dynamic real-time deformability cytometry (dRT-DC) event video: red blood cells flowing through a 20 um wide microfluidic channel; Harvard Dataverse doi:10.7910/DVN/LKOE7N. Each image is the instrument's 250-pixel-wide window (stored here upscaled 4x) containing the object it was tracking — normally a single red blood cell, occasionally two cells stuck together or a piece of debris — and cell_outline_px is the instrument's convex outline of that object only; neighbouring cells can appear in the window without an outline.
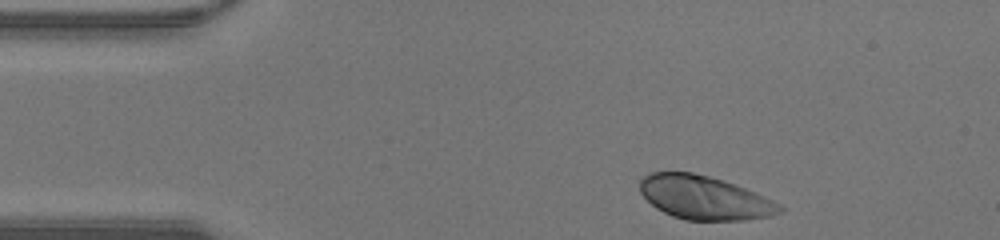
{"species": "human", "species_latin": "Homo sapiens", "temperature_condition": "warm", "stored_images_in_passage": 32, "camera_frame_rate_fps": 3000, "um_per_image_px": 0.085, "donor": {"sex": "male"}, "frame": {"image": 1, "passage_image": 1, "time_ms": 0.0, "image_size_px": [1000, 240], "cell_outline_px": [[784, 208], [780, 212], [772, 216], [748, 220], [684, 220], [672, 216], [656, 208], [640, 192], [640, 180], [648, 172], [692, 172], [724, 180], [764, 196], [780, 204]], "centroid_in_image_um": [59.87, 16.81], "position_along_channel_um": 25.1, "area_um2": 35.55}}
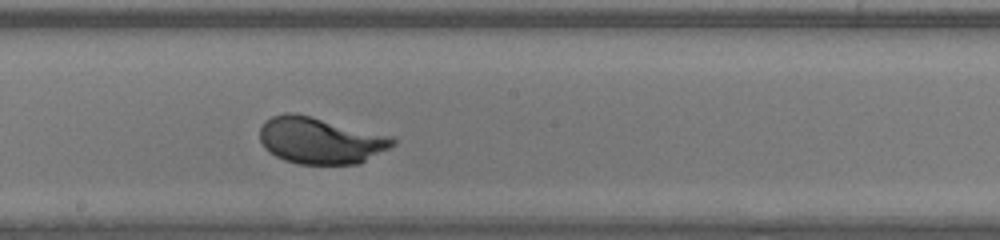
{"frame": {"image": 2, "passage_image": 19, "time_ms": 6.0, "image_size_px": [1000, 240], "cell_outline_px": [[396, 144], [360, 164], [300, 164], [284, 160], [268, 152], [264, 148], [260, 140], [260, 128], [264, 120], [272, 116], [284, 112], [292, 112], [312, 116], [392, 136], [396, 140]], "centroid_in_image_um": [27.21, 11.93], "position_along_channel_um": 221.0, "area_um2": 36.36}}
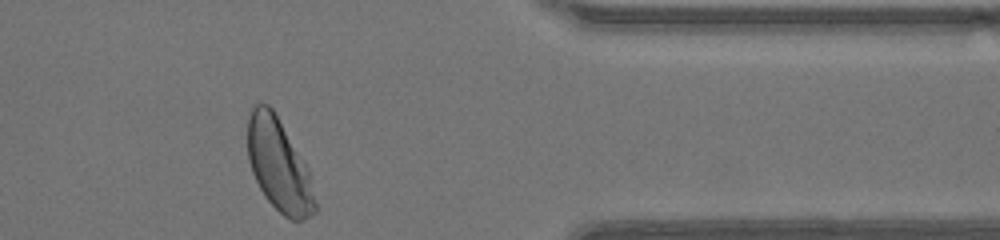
{"frame": {"image": 3, "passage_image": 32, "time_ms": 10.333, "image_size_px": [1000, 240], "cell_outline_px": [[316, 212], [300, 220], [292, 220], [284, 216], [264, 196], [252, 172], [248, 160], [248, 116], [252, 104], [256, 100], [260, 100], [268, 104], [272, 108], [308, 168], [316, 204]], "centroid_in_image_um": [23.67, 13.99], "position_along_channel_um": 387.7, "area_um2": 36.18}, "authors_computed_cell_mechanics": {"area_um2": 35.6337, "velocity_mm_per_s": 4.3608, "shape_relaxation_time_tau1_ms": 1.8431, "shape_relaxation_time_tau2_ms": null, "deformation_change_tau1": 0.1666, "deformation_change_tau2": null}}